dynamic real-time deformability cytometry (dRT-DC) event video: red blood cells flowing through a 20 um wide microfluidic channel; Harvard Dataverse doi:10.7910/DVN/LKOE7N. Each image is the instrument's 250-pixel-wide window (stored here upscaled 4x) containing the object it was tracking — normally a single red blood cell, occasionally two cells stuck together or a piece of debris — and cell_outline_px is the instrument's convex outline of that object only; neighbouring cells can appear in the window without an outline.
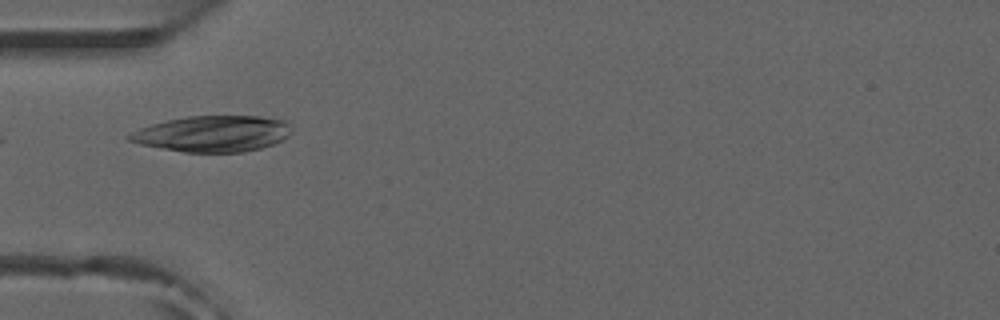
{"species": "common noctule bat (a hibernating species)", "species_latin": "Nyctalus noctula", "temperature_condition": "room temperature", "stored_images_in_passage": 7, "camera_frame_rate_fps": 3000, "um_per_image_px": 0.085, "animal": {"sex": "male", "forearm_length_mm": 52.5}, "frame": {"image": 1, "passage_image": 4, "time_ms": 1.0, "image_size_px": [1000, 320], "cell_outline_px": [[292, 132], [288, 136], [272, 144], [260, 148], [244, 152], [184, 152], [140, 144], [128, 140], [124, 136], [140, 128], [152, 124], [168, 120], [188, 116], [260, 116], [288, 120]], "centroid_in_image_um": [18.1, 11.36], "position_along_channel_um": 66.9, "area_um2": 34.1}}
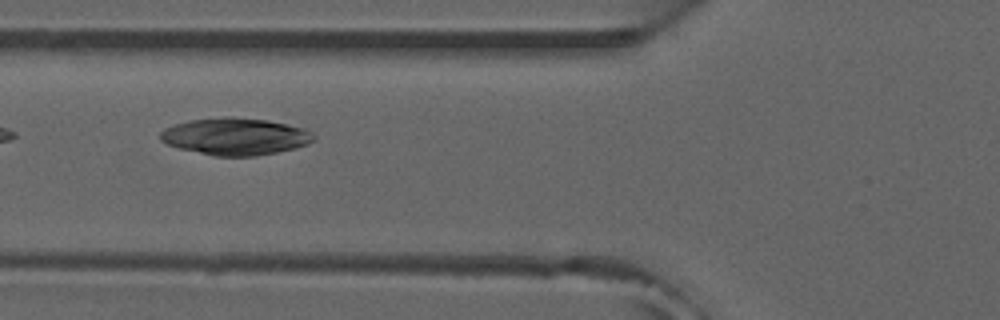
{"frame": {"image": 2, "passage_image": 5, "time_ms": 1.333, "image_size_px": [1000, 320], "cell_outline_px": [[316, 140], [308, 144], [296, 148], [256, 156], [216, 156], [180, 148], [168, 144], [160, 140], [160, 132], [164, 128], [188, 120], [228, 116], [268, 120], [304, 128], [312, 132], [316, 136]], "centroid_in_image_um": [20.04, 11.59], "position_along_channel_um": 105.8, "area_um2": 33.18}}
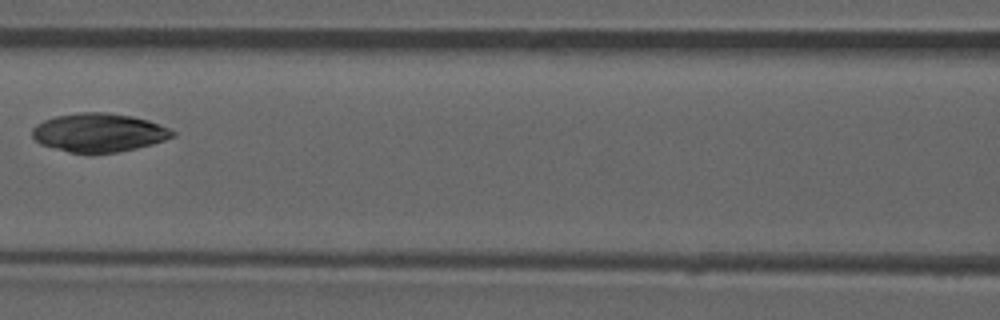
{"frame": {"image": 3, "passage_image": 6, "time_ms": 1.667, "image_size_px": [1000, 320], "cell_outline_px": [[176, 136], [152, 144], [136, 148], [116, 152], [88, 156], [68, 152], [40, 144], [32, 136], [32, 128], [36, 124], [44, 120], [56, 116], [80, 112], [108, 112], [132, 116], [148, 120], [168, 128], [176, 132]], "centroid_in_image_um": [8.38, 11.29], "position_along_channel_um": 158.2, "area_um2": 32.08}}